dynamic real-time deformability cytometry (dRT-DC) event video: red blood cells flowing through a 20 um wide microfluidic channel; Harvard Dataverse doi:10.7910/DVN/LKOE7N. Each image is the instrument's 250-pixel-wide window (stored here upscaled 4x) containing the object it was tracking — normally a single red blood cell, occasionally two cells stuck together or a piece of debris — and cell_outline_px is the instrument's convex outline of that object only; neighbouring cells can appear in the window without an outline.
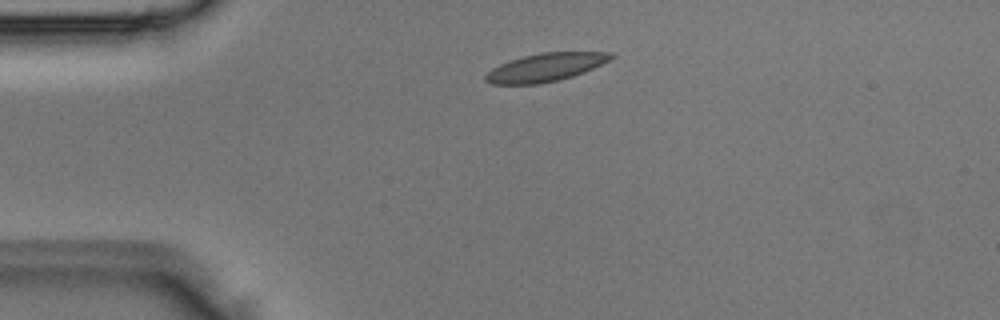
{"species": "Egyptian fruit bat (a non-hibernating species)", "species_latin": "Rousettus aegyptiacus", "temperature_condition": "room temperature", "stored_images_in_passage": 4, "segment_of_instrument_passage": [1, 2], "camera_frame_rate_fps": 3000, "um_per_image_px": 0.085, "animal": {"sex": "male"}, "frame": {"image": 1, "passage_image": 2, "time_ms": 0.333, "image_size_px": [1000, 320], "cell_outline_px": [[616, 56], [584, 72], [572, 76], [540, 84], [492, 84], [484, 80], [484, 76], [492, 68], [500, 64], [524, 56], [540, 52], [612, 52]], "centroid_in_image_um": [46.35, 5.72], "position_along_channel_um": 38.7, "area_um2": 20.35}}